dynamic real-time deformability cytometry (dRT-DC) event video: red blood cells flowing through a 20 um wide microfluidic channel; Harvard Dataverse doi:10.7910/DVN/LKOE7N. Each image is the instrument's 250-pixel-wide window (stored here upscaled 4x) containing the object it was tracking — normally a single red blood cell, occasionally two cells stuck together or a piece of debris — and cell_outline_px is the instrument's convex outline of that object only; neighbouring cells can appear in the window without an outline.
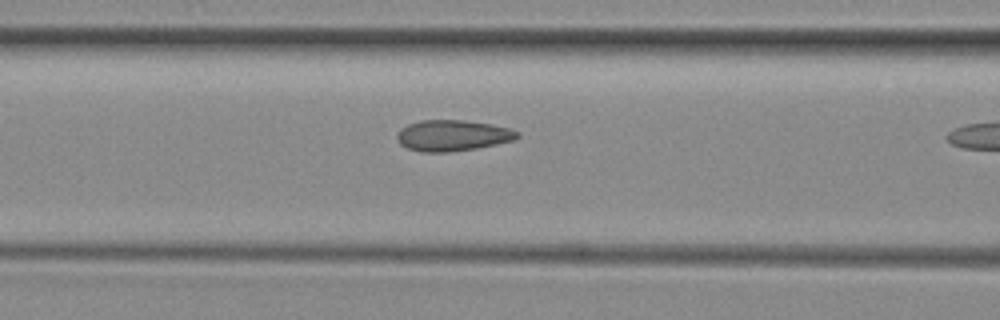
{"species": "common noctule bat (a hibernating species)", "species_latin": "Nyctalus noctula", "temperature_condition": "room temperature", "stored_images_in_passage": 11, "camera_frame_rate_fps": 3000, "um_per_image_px": 0.085, "animal": {"sex": "female", "body_mass_g": 29.2, "forearm_length_mm": 56.3}, "frame": {"image": 1, "passage_image": 10, "time_ms": 3.0, "image_size_px": [1000, 320], "cell_outline_px": [[520, 136], [512, 140], [496, 144], [476, 148], [448, 152], [424, 152], [408, 148], [400, 144], [396, 136], [400, 128], [408, 124], [420, 120], [464, 120], [492, 124], [512, 128], [520, 132]], "centroid_in_image_um": [38.48, 11.5], "position_along_channel_um": 128.1, "area_um2": 21.79}}